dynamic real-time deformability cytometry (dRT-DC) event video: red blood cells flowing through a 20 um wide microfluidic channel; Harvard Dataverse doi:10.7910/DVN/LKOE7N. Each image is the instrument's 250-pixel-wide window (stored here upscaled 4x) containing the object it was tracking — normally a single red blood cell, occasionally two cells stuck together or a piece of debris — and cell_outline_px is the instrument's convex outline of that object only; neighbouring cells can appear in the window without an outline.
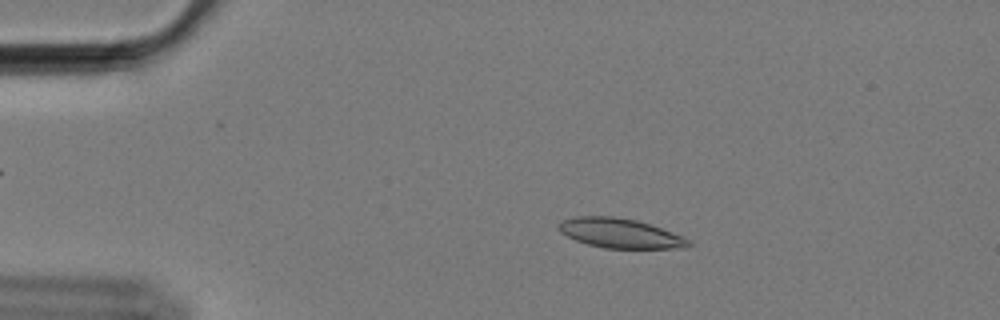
{"species": "Egyptian fruit bat (a non-hibernating species)", "species_latin": "Rousettus aegyptiacus", "temperature_condition": "cold", "stored_images_in_passage": 58, "camera_frame_rate_fps": 3000, "um_per_image_px": 0.085, "animal": {"sex": "female"}, "frame": {"image": 1, "passage_image": 11, "time_ms": 3.333, "image_size_px": [1000, 320], "cell_outline_px": [[692, 244], [688, 248], [604, 248], [588, 244], [576, 240], [560, 232], [556, 228], [556, 224], [560, 220], [576, 216], [612, 216], [636, 220], [684, 236]], "centroid_in_image_um": [52.67, 19.82], "position_along_channel_um": 32.3, "area_um2": 22.43}}
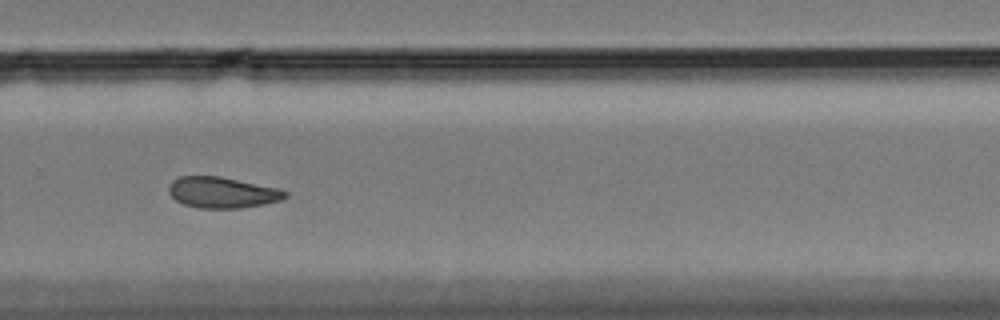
{"frame": {"image": 2, "passage_image": 40, "time_ms": 13.0, "image_size_px": [1000, 320], "cell_outline_px": [[288, 196], [280, 200], [264, 204], [240, 208], [200, 208], [184, 204], [176, 200], [168, 192], [168, 184], [172, 180], [180, 176], [220, 176], [280, 188], [288, 192]], "centroid_in_image_um": [18.89, 16.35], "position_along_channel_um": 310.9, "area_um2": 21.15}}
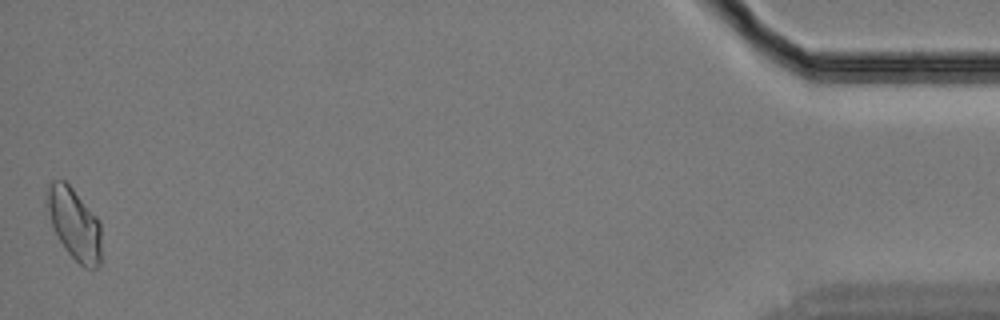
{"frame": {"image": 3, "passage_image": 58, "time_ms": 19.0, "image_size_px": [1000, 320], "cell_outline_px": [[100, 264], [96, 268], [84, 268], [68, 252], [60, 240], [52, 224], [48, 208], [48, 184], [52, 180], [64, 180], [72, 188], [100, 220]], "centroid_in_image_um": [6.35, 19.03], "position_along_channel_um": 428.8, "area_um2": 22.08}, "authors_computed_cell_mechanics": {"area_um2": 21.675, "velocity_mm_per_s": 3.3977, "shape_relaxation_time_tau1_ms": null, "shape_relaxation_time_tau2_ms": 4.2965, "deformation_change_tau1": null, "deformation_change_tau2": 0.0883}}